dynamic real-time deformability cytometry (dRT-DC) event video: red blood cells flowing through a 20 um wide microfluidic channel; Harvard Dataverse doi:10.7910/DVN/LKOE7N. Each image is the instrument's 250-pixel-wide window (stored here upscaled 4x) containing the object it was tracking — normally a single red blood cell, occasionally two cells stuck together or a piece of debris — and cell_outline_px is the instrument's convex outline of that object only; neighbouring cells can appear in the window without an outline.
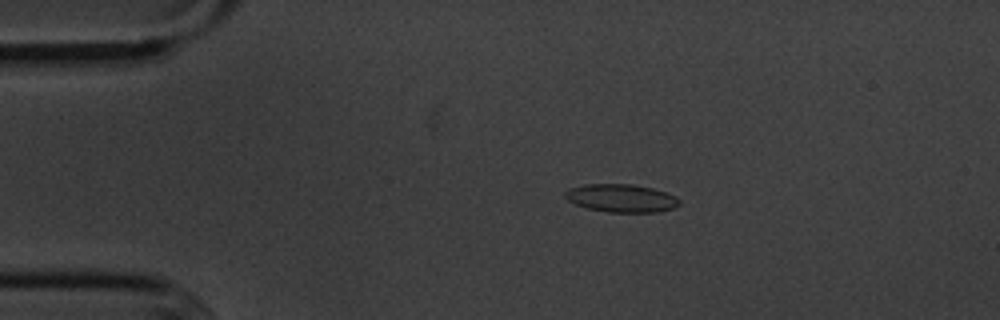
{"species": "common noctule bat (a hibernating species)", "species_latin": "Nyctalus noctula", "temperature_condition": "cold", "stored_images_in_passage": 4, "camera_frame_rate_fps": 3000, "um_per_image_px": 0.085, "animal": {"sex": "male", "body_mass_g": 20.1, "forearm_length_mm": 53.5}, "frame": {"image": 1, "passage_image": 3, "time_ms": 2.0, "image_size_px": [1000, 320], "cell_outline_px": [[680, 204], [672, 208], [656, 212], [608, 212], [588, 208], [576, 204], [568, 200], [564, 196], [564, 192], [568, 188], [584, 184], [632, 184], [652, 188], [676, 196], [680, 200]], "centroid_in_image_um": [52.79, 16.83], "position_along_channel_um": 32.2, "area_um2": 18.61}}